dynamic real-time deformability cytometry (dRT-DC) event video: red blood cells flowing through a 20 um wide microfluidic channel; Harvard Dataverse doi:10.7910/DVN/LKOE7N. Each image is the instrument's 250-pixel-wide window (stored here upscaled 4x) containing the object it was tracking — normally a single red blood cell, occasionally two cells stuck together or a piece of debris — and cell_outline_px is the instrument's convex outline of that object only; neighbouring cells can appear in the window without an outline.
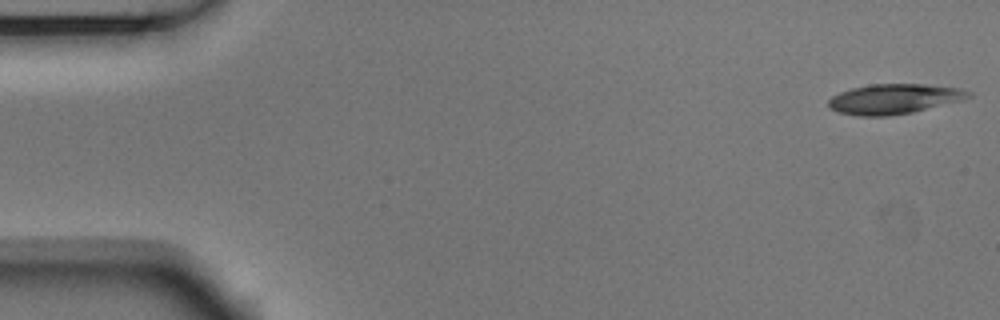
{"species": "Egyptian fruit bat (a non-hibernating species)", "species_latin": "Rousettus aegyptiacus", "temperature_condition": "room temperature", "stored_images_in_passage": 53, "camera_frame_rate_fps": 3000, "um_per_image_px": 0.085, "animal": {"sex": "male"}, "frame": {"image": 1, "passage_image": 1, "time_ms": 0.0, "image_size_px": [1000, 320], "cell_outline_px": [[972, 96], [960, 100], [912, 112], [884, 116], [860, 116], [840, 112], [828, 108], [828, 100], [832, 96], [840, 92], [852, 88], [872, 84], [924, 84], [960, 88], [972, 92]], "centroid_in_image_um": [75.97, 8.4], "position_along_channel_um": 9.0, "area_um2": 24.22}}
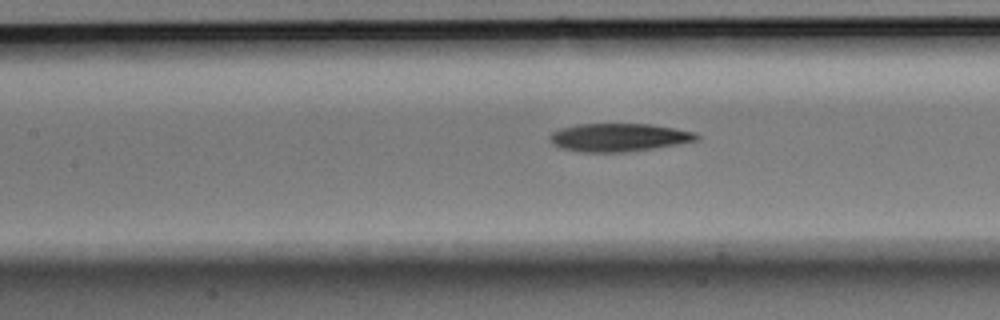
{"frame": {"image": 2, "passage_image": 23, "time_ms": 7.333, "image_size_px": [1000, 320], "cell_outline_px": [[700, 136], [696, 140], [680, 144], [624, 152], [584, 152], [560, 148], [552, 144], [548, 136], [552, 132], [560, 128], [576, 124], [648, 124], [696, 132]], "centroid_in_image_um": [52.56, 11.68], "position_along_channel_um": 154.8, "area_um2": 23.99}}
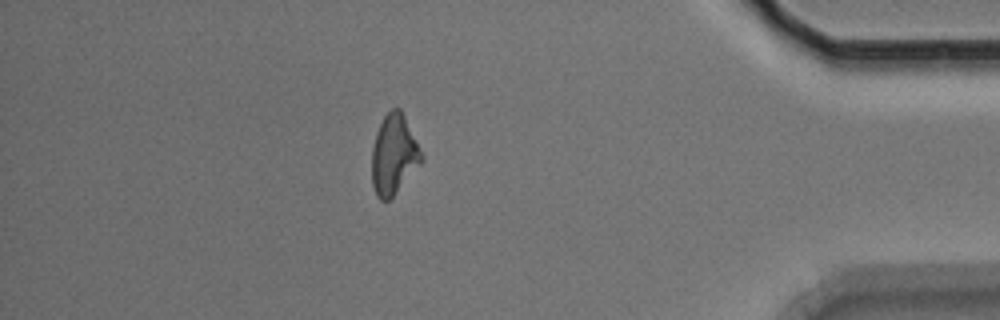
{"frame": {"image": 3, "passage_image": 46, "time_ms": 15.0, "image_size_px": [1000, 320], "cell_outline_px": [[424, 160], [392, 196], [388, 200], [380, 200], [376, 196], [372, 184], [372, 148], [376, 132], [384, 116], [392, 108], [400, 108], [424, 156]], "centroid_in_image_um": [33.47, 13.14], "position_along_channel_um": 401.7, "area_um2": 22.83}, "authors_computed_cell_mechanics": {"area_um2": 24.1026, "velocity_mm_per_s": 3.7539, "shape_relaxation_time_tau1_ms": 3.1834, "shape_relaxation_time_tau2_ms": null, "deformation_change_tau1": 0.1376, "deformation_change_tau2": null}}